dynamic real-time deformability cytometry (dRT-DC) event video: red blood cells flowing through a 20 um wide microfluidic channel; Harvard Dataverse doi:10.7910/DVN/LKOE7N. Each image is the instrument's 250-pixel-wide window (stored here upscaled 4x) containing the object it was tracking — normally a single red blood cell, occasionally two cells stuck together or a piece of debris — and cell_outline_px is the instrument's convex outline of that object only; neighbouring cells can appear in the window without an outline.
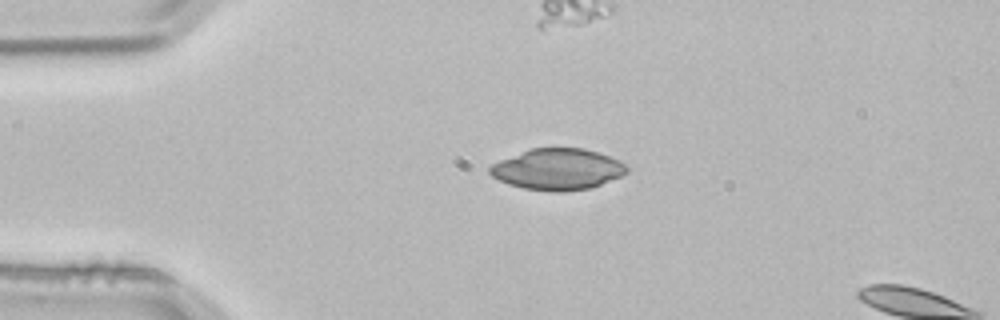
{"species": "common noctule bat (a hibernating species)", "species_latin": "Nyctalus noctula", "temperature_condition": "room temperature", "stored_images_in_passage": 4, "camera_frame_rate_fps": 3000, "um_per_image_px": 0.085, "animal": {"sex": "male", "body_mass_g": 21.5, "forearm_length_mm": 52.0}, "frame": {"image": 1, "passage_image": 4, "time_ms": 1.0, "image_size_px": [1000, 320], "cell_outline_px": [[628, 172], [620, 176], [600, 184], [588, 188], [564, 192], [552, 192], [524, 188], [508, 184], [492, 176], [488, 172], [488, 168], [492, 164], [500, 160], [532, 148], [584, 148], [600, 152], [620, 160], [628, 164]], "centroid_in_image_um": [47.42, 14.38], "position_along_channel_um": 37.6, "area_um2": 32.95}}